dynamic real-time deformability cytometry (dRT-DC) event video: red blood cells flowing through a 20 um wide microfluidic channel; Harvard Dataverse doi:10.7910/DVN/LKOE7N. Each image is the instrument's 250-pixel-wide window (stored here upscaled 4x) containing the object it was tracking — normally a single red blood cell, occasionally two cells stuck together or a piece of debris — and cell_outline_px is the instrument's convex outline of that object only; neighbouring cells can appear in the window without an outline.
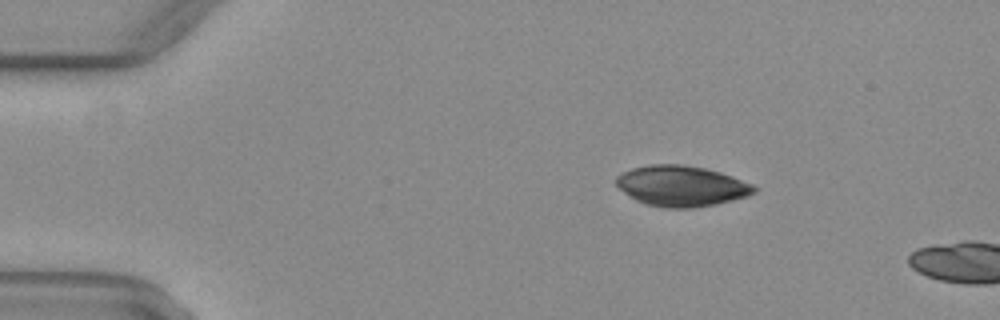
{"species": "common noctule bat (a hibernating species)", "species_latin": "Nyctalus noctula", "temperature_condition": "warm", "stored_images_in_passage": 4, "camera_frame_rate_fps": 3000, "um_per_image_px": 0.085, "animal": {"sex": "female", "body_mass_g": 29.2, "forearm_length_mm": 56.3}, "frame": {"image": 1, "passage_image": 1, "time_ms": 0.0, "image_size_px": [1000, 320], "cell_outline_px": [[756, 192], [732, 200], [716, 204], [696, 208], [664, 208], [644, 204], [636, 200], [624, 192], [616, 184], [616, 176], [632, 168], [648, 164], [680, 164], [704, 168], [720, 172], [732, 176], [752, 184], [756, 188]], "centroid_in_image_um": [57.9, 15.81], "position_along_channel_um": 27.1, "area_um2": 32.6}}